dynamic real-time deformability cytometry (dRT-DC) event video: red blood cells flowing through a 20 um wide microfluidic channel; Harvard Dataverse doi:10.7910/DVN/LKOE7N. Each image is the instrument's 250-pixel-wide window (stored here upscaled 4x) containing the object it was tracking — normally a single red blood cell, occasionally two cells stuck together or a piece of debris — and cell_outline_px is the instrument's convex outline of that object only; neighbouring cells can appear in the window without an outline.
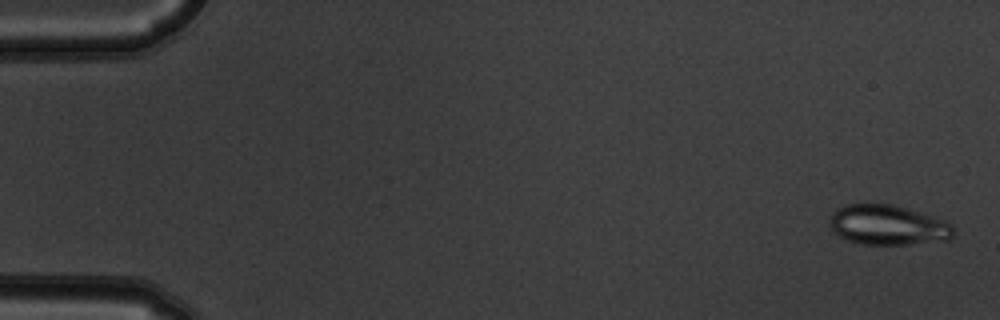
{"species": "common noctule bat (a hibernating species)", "species_latin": "Nyctalus noctula", "temperature_condition": "warm", "stored_images_in_passage": 4, "camera_frame_rate_fps": 3000, "um_per_image_px": 0.085, "animal": {"sex": "male", "body_mass_g": 19.5, "forearm_length_mm": 54.6}, "frame": {"image": 1, "passage_image": 1, "time_ms": 0.0, "image_size_px": [1000, 320], "cell_outline_px": [[952, 236], [948, 240], [908, 244], [860, 244], [848, 240], [840, 236], [828, 224], [836, 208], [848, 204], [892, 204], [948, 220], [952, 224]], "centroid_in_image_um": [75.49, 19.12], "position_along_channel_um": 9.5, "area_um2": 28.73}}